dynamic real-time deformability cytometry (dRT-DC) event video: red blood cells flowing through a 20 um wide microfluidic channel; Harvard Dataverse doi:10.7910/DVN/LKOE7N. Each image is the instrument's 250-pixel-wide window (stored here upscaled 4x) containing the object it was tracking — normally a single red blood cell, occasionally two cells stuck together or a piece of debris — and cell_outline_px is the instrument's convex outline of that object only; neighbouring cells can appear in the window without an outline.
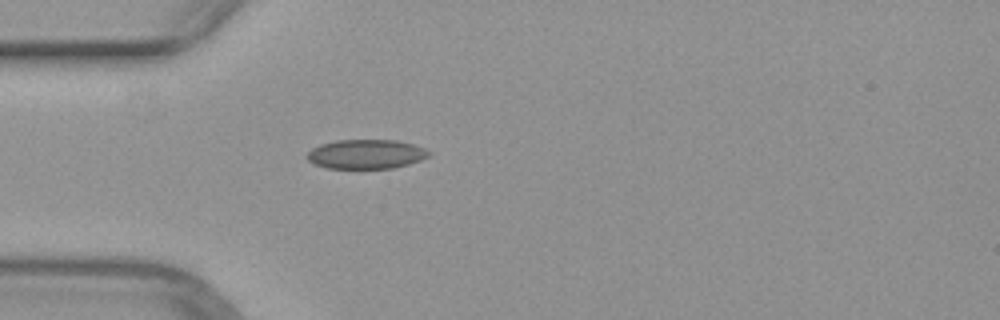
{"species": "common noctule bat (a hibernating species)", "species_latin": "Nyctalus noctula", "temperature_condition": "warm", "stored_images_in_passage": 37, "camera_frame_rate_fps": 3000, "um_per_image_px": 0.085, "animal": {"sex": "female", "body_mass_g": 29.2, "forearm_length_mm": 56.3}, "frame": {"image": 1, "passage_image": 1, "time_ms": 0.0, "image_size_px": [1000, 320], "cell_outline_px": [[432, 152], [428, 156], [420, 160], [408, 164], [392, 168], [328, 168], [316, 164], [308, 160], [308, 152], [312, 148], [320, 144], [336, 140], [396, 140], [412, 144], [424, 148]], "centroid_in_image_um": [31.13, 13.09], "position_along_channel_um": 53.9, "area_um2": 20.63}}
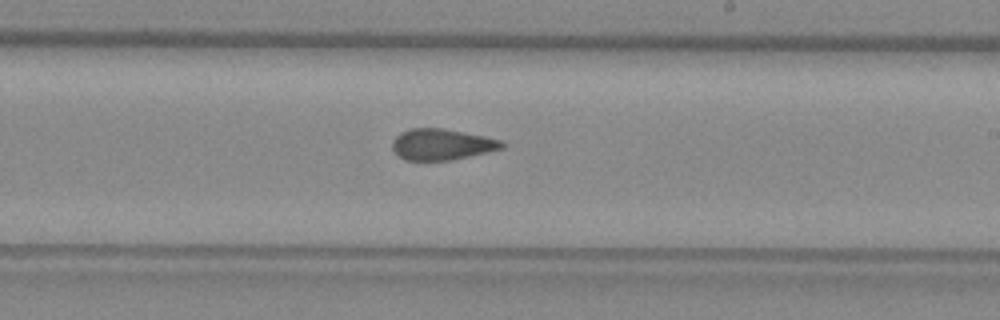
{"frame": {"image": 2, "passage_image": 16, "time_ms": 5.0, "image_size_px": [1000, 320], "cell_outline_px": [[504, 148], [468, 156], [448, 160], [404, 160], [392, 148], [392, 140], [400, 132], [408, 128], [444, 128], [504, 140]], "centroid_in_image_um": [37.54, 12.26], "position_along_channel_um": 251.5, "area_um2": 19.83}}
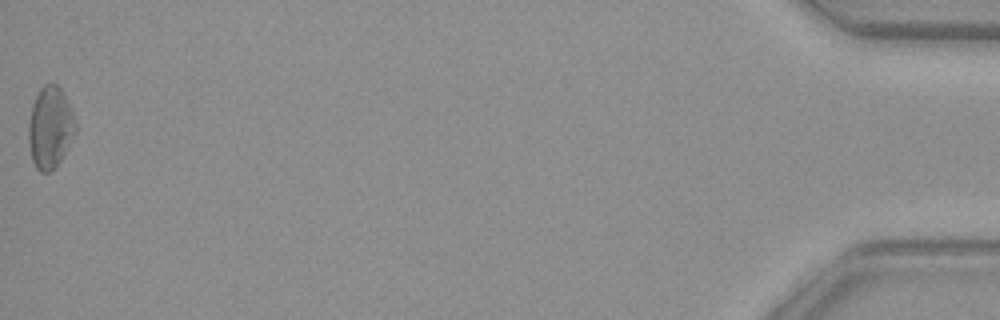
{"frame": {"image": 3, "passage_image": 37, "time_ms": 12.0, "image_size_px": [1000, 320], "cell_outline_px": [[76, 132], [60, 160], [48, 172], [40, 172], [36, 168], [32, 160], [28, 144], [28, 124], [32, 104], [40, 88], [44, 84], [56, 84], [60, 88], [72, 112], [76, 124]], "centroid_in_image_um": [4.23, 10.84], "position_along_channel_um": 431.0, "area_um2": 22.08}}